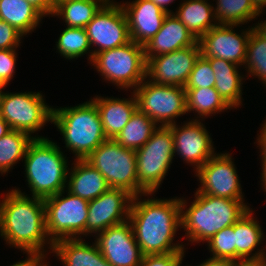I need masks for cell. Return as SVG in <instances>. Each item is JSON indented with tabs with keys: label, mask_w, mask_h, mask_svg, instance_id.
<instances>
[{
	"label": "cell",
	"mask_w": 266,
	"mask_h": 266,
	"mask_svg": "<svg viewBox=\"0 0 266 266\" xmlns=\"http://www.w3.org/2000/svg\"><path fill=\"white\" fill-rule=\"evenodd\" d=\"M140 196L133 197L128 220L142 255L184 253L183 244L173 243L182 227L180 198L141 201Z\"/></svg>",
	"instance_id": "1"
},
{
	"label": "cell",
	"mask_w": 266,
	"mask_h": 266,
	"mask_svg": "<svg viewBox=\"0 0 266 266\" xmlns=\"http://www.w3.org/2000/svg\"><path fill=\"white\" fill-rule=\"evenodd\" d=\"M4 197L0 203V236L27 255L45 258L44 244L48 242L52 250L53 242L46 231L43 199L28 197L19 189H12Z\"/></svg>",
	"instance_id": "2"
},
{
	"label": "cell",
	"mask_w": 266,
	"mask_h": 266,
	"mask_svg": "<svg viewBox=\"0 0 266 266\" xmlns=\"http://www.w3.org/2000/svg\"><path fill=\"white\" fill-rule=\"evenodd\" d=\"M180 204L181 228L186 231V240L191 243L207 242L217 232L235 224L251 209L244 200L216 197L197 191L195 200L188 209L187 202L183 198H180Z\"/></svg>",
	"instance_id": "3"
},
{
	"label": "cell",
	"mask_w": 266,
	"mask_h": 266,
	"mask_svg": "<svg viewBox=\"0 0 266 266\" xmlns=\"http://www.w3.org/2000/svg\"><path fill=\"white\" fill-rule=\"evenodd\" d=\"M22 160L33 197L45 199L67 187L68 161L57 143L34 138Z\"/></svg>",
	"instance_id": "4"
},
{
	"label": "cell",
	"mask_w": 266,
	"mask_h": 266,
	"mask_svg": "<svg viewBox=\"0 0 266 266\" xmlns=\"http://www.w3.org/2000/svg\"><path fill=\"white\" fill-rule=\"evenodd\" d=\"M76 159H85L106 139L96 104L91 100L74 107L53 108L52 122Z\"/></svg>",
	"instance_id": "5"
},
{
	"label": "cell",
	"mask_w": 266,
	"mask_h": 266,
	"mask_svg": "<svg viewBox=\"0 0 266 266\" xmlns=\"http://www.w3.org/2000/svg\"><path fill=\"white\" fill-rule=\"evenodd\" d=\"M85 160L106 179L110 188H121L133 196L151 195L138 185L136 152L106 139Z\"/></svg>",
	"instance_id": "6"
},
{
	"label": "cell",
	"mask_w": 266,
	"mask_h": 266,
	"mask_svg": "<svg viewBox=\"0 0 266 266\" xmlns=\"http://www.w3.org/2000/svg\"><path fill=\"white\" fill-rule=\"evenodd\" d=\"M91 63L104 76L105 81H110L121 89L134 90L147 78L144 47L132 40L95 54Z\"/></svg>",
	"instance_id": "7"
},
{
	"label": "cell",
	"mask_w": 266,
	"mask_h": 266,
	"mask_svg": "<svg viewBox=\"0 0 266 266\" xmlns=\"http://www.w3.org/2000/svg\"><path fill=\"white\" fill-rule=\"evenodd\" d=\"M67 193L66 197L63 194ZM45 205L46 231L54 243L65 238L86 236L89 202L68 190L43 199Z\"/></svg>",
	"instance_id": "8"
},
{
	"label": "cell",
	"mask_w": 266,
	"mask_h": 266,
	"mask_svg": "<svg viewBox=\"0 0 266 266\" xmlns=\"http://www.w3.org/2000/svg\"><path fill=\"white\" fill-rule=\"evenodd\" d=\"M135 152L138 185L146 193H155L175 156L171 129L158 126L151 138Z\"/></svg>",
	"instance_id": "9"
},
{
	"label": "cell",
	"mask_w": 266,
	"mask_h": 266,
	"mask_svg": "<svg viewBox=\"0 0 266 266\" xmlns=\"http://www.w3.org/2000/svg\"><path fill=\"white\" fill-rule=\"evenodd\" d=\"M146 81L144 79L133 90L137 100V109L155 121L157 126L173 125L176 122L175 118L187 113L184 87L159 85L147 78Z\"/></svg>",
	"instance_id": "10"
},
{
	"label": "cell",
	"mask_w": 266,
	"mask_h": 266,
	"mask_svg": "<svg viewBox=\"0 0 266 266\" xmlns=\"http://www.w3.org/2000/svg\"><path fill=\"white\" fill-rule=\"evenodd\" d=\"M40 92L5 93L0 103V116L11 129L36 133L46 123L52 122L53 107H49Z\"/></svg>",
	"instance_id": "11"
},
{
	"label": "cell",
	"mask_w": 266,
	"mask_h": 266,
	"mask_svg": "<svg viewBox=\"0 0 266 266\" xmlns=\"http://www.w3.org/2000/svg\"><path fill=\"white\" fill-rule=\"evenodd\" d=\"M93 56L105 50L117 48L130 41L128 21L121 3L108 0L85 27Z\"/></svg>",
	"instance_id": "12"
},
{
	"label": "cell",
	"mask_w": 266,
	"mask_h": 266,
	"mask_svg": "<svg viewBox=\"0 0 266 266\" xmlns=\"http://www.w3.org/2000/svg\"><path fill=\"white\" fill-rule=\"evenodd\" d=\"M200 54L197 41L192 46L151 57L146 61V77L155 84L184 87Z\"/></svg>",
	"instance_id": "13"
},
{
	"label": "cell",
	"mask_w": 266,
	"mask_h": 266,
	"mask_svg": "<svg viewBox=\"0 0 266 266\" xmlns=\"http://www.w3.org/2000/svg\"><path fill=\"white\" fill-rule=\"evenodd\" d=\"M195 173L201 183L198 193L244 200L237 170L229 153L215 154Z\"/></svg>",
	"instance_id": "14"
},
{
	"label": "cell",
	"mask_w": 266,
	"mask_h": 266,
	"mask_svg": "<svg viewBox=\"0 0 266 266\" xmlns=\"http://www.w3.org/2000/svg\"><path fill=\"white\" fill-rule=\"evenodd\" d=\"M133 195L121 188H109L99 197L89 201L86 236L96 235L110 226L129 219Z\"/></svg>",
	"instance_id": "15"
},
{
	"label": "cell",
	"mask_w": 266,
	"mask_h": 266,
	"mask_svg": "<svg viewBox=\"0 0 266 266\" xmlns=\"http://www.w3.org/2000/svg\"><path fill=\"white\" fill-rule=\"evenodd\" d=\"M192 120L180 127L177 123L168 127L173 136L174 153L186 163L194 164L197 172L216 153L206 127L200 119Z\"/></svg>",
	"instance_id": "16"
},
{
	"label": "cell",
	"mask_w": 266,
	"mask_h": 266,
	"mask_svg": "<svg viewBox=\"0 0 266 266\" xmlns=\"http://www.w3.org/2000/svg\"><path fill=\"white\" fill-rule=\"evenodd\" d=\"M96 236V244L112 266H139L142 253L129 220L110 226Z\"/></svg>",
	"instance_id": "17"
},
{
	"label": "cell",
	"mask_w": 266,
	"mask_h": 266,
	"mask_svg": "<svg viewBox=\"0 0 266 266\" xmlns=\"http://www.w3.org/2000/svg\"><path fill=\"white\" fill-rule=\"evenodd\" d=\"M236 25H217L212 27L199 40L201 54L205 58L217 57L237 64L240 67L246 60L247 42L254 27L237 34Z\"/></svg>",
	"instance_id": "18"
},
{
	"label": "cell",
	"mask_w": 266,
	"mask_h": 266,
	"mask_svg": "<svg viewBox=\"0 0 266 266\" xmlns=\"http://www.w3.org/2000/svg\"><path fill=\"white\" fill-rule=\"evenodd\" d=\"M128 21L130 40L144 45L160 29L167 13L150 0L122 3Z\"/></svg>",
	"instance_id": "19"
},
{
	"label": "cell",
	"mask_w": 266,
	"mask_h": 266,
	"mask_svg": "<svg viewBox=\"0 0 266 266\" xmlns=\"http://www.w3.org/2000/svg\"><path fill=\"white\" fill-rule=\"evenodd\" d=\"M197 41L176 16L167 14L161 29L143 45L145 60L192 46Z\"/></svg>",
	"instance_id": "20"
},
{
	"label": "cell",
	"mask_w": 266,
	"mask_h": 266,
	"mask_svg": "<svg viewBox=\"0 0 266 266\" xmlns=\"http://www.w3.org/2000/svg\"><path fill=\"white\" fill-rule=\"evenodd\" d=\"M253 210H249L234 224L235 239V262H261L263 253L266 251L257 249L255 254L252 253L262 241H264V233L262 228L253 217Z\"/></svg>",
	"instance_id": "21"
},
{
	"label": "cell",
	"mask_w": 266,
	"mask_h": 266,
	"mask_svg": "<svg viewBox=\"0 0 266 266\" xmlns=\"http://www.w3.org/2000/svg\"><path fill=\"white\" fill-rule=\"evenodd\" d=\"M133 98L97 97L91 99L97 106L107 139H115L131 116L137 110L135 94Z\"/></svg>",
	"instance_id": "22"
},
{
	"label": "cell",
	"mask_w": 266,
	"mask_h": 266,
	"mask_svg": "<svg viewBox=\"0 0 266 266\" xmlns=\"http://www.w3.org/2000/svg\"><path fill=\"white\" fill-rule=\"evenodd\" d=\"M75 160L68 171L66 189L69 192L89 202L110 188L104 176L90 163L85 159Z\"/></svg>",
	"instance_id": "23"
},
{
	"label": "cell",
	"mask_w": 266,
	"mask_h": 266,
	"mask_svg": "<svg viewBox=\"0 0 266 266\" xmlns=\"http://www.w3.org/2000/svg\"><path fill=\"white\" fill-rule=\"evenodd\" d=\"M50 253H55L63 266H112L104 258L96 242L89 245L81 238L57 240Z\"/></svg>",
	"instance_id": "24"
},
{
	"label": "cell",
	"mask_w": 266,
	"mask_h": 266,
	"mask_svg": "<svg viewBox=\"0 0 266 266\" xmlns=\"http://www.w3.org/2000/svg\"><path fill=\"white\" fill-rule=\"evenodd\" d=\"M212 66L215 84L214 87L223 100L233 109L242 104V81L237 64L217 57L207 58Z\"/></svg>",
	"instance_id": "25"
},
{
	"label": "cell",
	"mask_w": 266,
	"mask_h": 266,
	"mask_svg": "<svg viewBox=\"0 0 266 266\" xmlns=\"http://www.w3.org/2000/svg\"><path fill=\"white\" fill-rule=\"evenodd\" d=\"M207 1L208 0H185L180 4L177 9L178 11L173 13L197 40L212 27L218 25L214 16V7Z\"/></svg>",
	"instance_id": "26"
},
{
	"label": "cell",
	"mask_w": 266,
	"mask_h": 266,
	"mask_svg": "<svg viewBox=\"0 0 266 266\" xmlns=\"http://www.w3.org/2000/svg\"><path fill=\"white\" fill-rule=\"evenodd\" d=\"M44 15L26 0H0V20L16 28L24 36L32 33Z\"/></svg>",
	"instance_id": "27"
},
{
	"label": "cell",
	"mask_w": 266,
	"mask_h": 266,
	"mask_svg": "<svg viewBox=\"0 0 266 266\" xmlns=\"http://www.w3.org/2000/svg\"><path fill=\"white\" fill-rule=\"evenodd\" d=\"M156 125L155 121L137 109L115 140L123 147L136 151L158 129Z\"/></svg>",
	"instance_id": "28"
},
{
	"label": "cell",
	"mask_w": 266,
	"mask_h": 266,
	"mask_svg": "<svg viewBox=\"0 0 266 266\" xmlns=\"http://www.w3.org/2000/svg\"><path fill=\"white\" fill-rule=\"evenodd\" d=\"M108 0H66L55 7L54 16L61 17L67 27L85 28Z\"/></svg>",
	"instance_id": "29"
},
{
	"label": "cell",
	"mask_w": 266,
	"mask_h": 266,
	"mask_svg": "<svg viewBox=\"0 0 266 266\" xmlns=\"http://www.w3.org/2000/svg\"><path fill=\"white\" fill-rule=\"evenodd\" d=\"M34 138L42 136H30L28 133L11 130L0 138V173L3 175L26 156L27 149Z\"/></svg>",
	"instance_id": "30"
},
{
	"label": "cell",
	"mask_w": 266,
	"mask_h": 266,
	"mask_svg": "<svg viewBox=\"0 0 266 266\" xmlns=\"http://www.w3.org/2000/svg\"><path fill=\"white\" fill-rule=\"evenodd\" d=\"M186 93V111H195L199 117L212 116L232 109L220 96L215 87L185 89Z\"/></svg>",
	"instance_id": "31"
},
{
	"label": "cell",
	"mask_w": 266,
	"mask_h": 266,
	"mask_svg": "<svg viewBox=\"0 0 266 266\" xmlns=\"http://www.w3.org/2000/svg\"><path fill=\"white\" fill-rule=\"evenodd\" d=\"M214 16L218 25H236L247 23L257 18L260 13L252 0H217Z\"/></svg>",
	"instance_id": "32"
},
{
	"label": "cell",
	"mask_w": 266,
	"mask_h": 266,
	"mask_svg": "<svg viewBox=\"0 0 266 266\" xmlns=\"http://www.w3.org/2000/svg\"><path fill=\"white\" fill-rule=\"evenodd\" d=\"M57 50L61 56L68 60L90 53L89 59L92 61V49L89 43L85 28L66 27L60 34L56 42Z\"/></svg>",
	"instance_id": "33"
},
{
	"label": "cell",
	"mask_w": 266,
	"mask_h": 266,
	"mask_svg": "<svg viewBox=\"0 0 266 266\" xmlns=\"http://www.w3.org/2000/svg\"><path fill=\"white\" fill-rule=\"evenodd\" d=\"M250 76H256L266 85V39L254 28L247 42L246 60L243 65Z\"/></svg>",
	"instance_id": "34"
},
{
	"label": "cell",
	"mask_w": 266,
	"mask_h": 266,
	"mask_svg": "<svg viewBox=\"0 0 266 266\" xmlns=\"http://www.w3.org/2000/svg\"><path fill=\"white\" fill-rule=\"evenodd\" d=\"M207 243L212 258L235 262L234 224L217 232Z\"/></svg>",
	"instance_id": "35"
},
{
	"label": "cell",
	"mask_w": 266,
	"mask_h": 266,
	"mask_svg": "<svg viewBox=\"0 0 266 266\" xmlns=\"http://www.w3.org/2000/svg\"><path fill=\"white\" fill-rule=\"evenodd\" d=\"M215 76L212 66L202 54L197 58L184 89L214 87Z\"/></svg>",
	"instance_id": "36"
},
{
	"label": "cell",
	"mask_w": 266,
	"mask_h": 266,
	"mask_svg": "<svg viewBox=\"0 0 266 266\" xmlns=\"http://www.w3.org/2000/svg\"><path fill=\"white\" fill-rule=\"evenodd\" d=\"M16 49L0 50V81L7 86L15 73Z\"/></svg>",
	"instance_id": "37"
},
{
	"label": "cell",
	"mask_w": 266,
	"mask_h": 266,
	"mask_svg": "<svg viewBox=\"0 0 266 266\" xmlns=\"http://www.w3.org/2000/svg\"><path fill=\"white\" fill-rule=\"evenodd\" d=\"M184 253L145 255L139 266H181Z\"/></svg>",
	"instance_id": "38"
},
{
	"label": "cell",
	"mask_w": 266,
	"mask_h": 266,
	"mask_svg": "<svg viewBox=\"0 0 266 266\" xmlns=\"http://www.w3.org/2000/svg\"><path fill=\"white\" fill-rule=\"evenodd\" d=\"M22 37H24L23 34L16 28L0 20V50L16 49L20 45Z\"/></svg>",
	"instance_id": "39"
},
{
	"label": "cell",
	"mask_w": 266,
	"mask_h": 266,
	"mask_svg": "<svg viewBox=\"0 0 266 266\" xmlns=\"http://www.w3.org/2000/svg\"><path fill=\"white\" fill-rule=\"evenodd\" d=\"M28 3L32 4L36 9H38L45 17L47 15L54 14L55 7L53 0H26Z\"/></svg>",
	"instance_id": "40"
},
{
	"label": "cell",
	"mask_w": 266,
	"mask_h": 266,
	"mask_svg": "<svg viewBox=\"0 0 266 266\" xmlns=\"http://www.w3.org/2000/svg\"><path fill=\"white\" fill-rule=\"evenodd\" d=\"M239 264L240 263L231 260L210 257L209 259H206L205 262L197 266H238Z\"/></svg>",
	"instance_id": "41"
},
{
	"label": "cell",
	"mask_w": 266,
	"mask_h": 266,
	"mask_svg": "<svg viewBox=\"0 0 266 266\" xmlns=\"http://www.w3.org/2000/svg\"><path fill=\"white\" fill-rule=\"evenodd\" d=\"M264 124H262V128H260V135L257 138V144L261 146L260 148V154L261 157H266V120L263 121Z\"/></svg>",
	"instance_id": "42"
},
{
	"label": "cell",
	"mask_w": 266,
	"mask_h": 266,
	"mask_svg": "<svg viewBox=\"0 0 266 266\" xmlns=\"http://www.w3.org/2000/svg\"><path fill=\"white\" fill-rule=\"evenodd\" d=\"M25 260L14 263L10 266H35L43 257L36 255H28Z\"/></svg>",
	"instance_id": "43"
},
{
	"label": "cell",
	"mask_w": 266,
	"mask_h": 266,
	"mask_svg": "<svg viewBox=\"0 0 266 266\" xmlns=\"http://www.w3.org/2000/svg\"><path fill=\"white\" fill-rule=\"evenodd\" d=\"M154 4H156L161 10L166 12L167 14H173L174 12H171L167 7L170 3H172L174 0H150Z\"/></svg>",
	"instance_id": "44"
},
{
	"label": "cell",
	"mask_w": 266,
	"mask_h": 266,
	"mask_svg": "<svg viewBox=\"0 0 266 266\" xmlns=\"http://www.w3.org/2000/svg\"><path fill=\"white\" fill-rule=\"evenodd\" d=\"M10 125L0 116V138L11 131Z\"/></svg>",
	"instance_id": "45"
},
{
	"label": "cell",
	"mask_w": 266,
	"mask_h": 266,
	"mask_svg": "<svg viewBox=\"0 0 266 266\" xmlns=\"http://www.w3.org/2000/svg\"><path fill=\"white\" fill-rule=\"evenodd\" d=\"M262 158V173H261V185L264 187V192H266V157H261Z\"/></svg>",
	"instance_id": "46"
},
{
	"label": "cell",
	"mask_w": 266,
	"mask_h": 266,
	"mask_svg": "<svg viewBox=\"0 0 266 266\" xmlns=\"http://www.w3.org/2000/svg\"><path fill=\"white\" fill-rule=\"evenodd\" d=\"M262 22V23H261ZM260 23L258 22V24L256 26H254V29L262 36L266 39V20L263 22L261 21Z\"/></svg>",
	"instance_id": "47"
},
{
	"label": "cell",
	"mask_w": 266,
	"mask_h": 266,
	"mask_svg": "<svg viewBox=\"0 0 266 266\" xmlns=\"http://www.w3.org/2000/svg\"><path fill=\"white\" fill-rule=\"evenodd\" d=\"M252 3L260 13L264 11L263 7H266V0H252Z\"/></svg>",
	"instance_id": "48"
},
{
	"label": "cell",
	"mask_w": 266,
	"mask_h": 266,
	"mask_svg": "<svg viewBox=\"0 0 266 266\" xmlns=\"http://www.w3.org/2000/svg\"><path fill=\"white\" fill-rule=\"evenodd\" d=\"M238 266H264L261 262L240 263Z\"/></svg>",
	"instance_id": "49"
},
{
	"label": "cell",
	"mask_w": 266,
	"mask_h": 266,
	"mask_svg": "<svg viewBox=\"0 0 266 266\" xmlns=\"http://www.w3.org/2000/svg\"><path fill=\"white\" fill-rule=\"evenodd\" d=\"M46 258H42L35 266H48V264L45 261ZM44 260V261H43ZM43 261V262H42ZM46 263V264H45Z\"/></svg>",
	"instance_id": "50"
},
{
	"label": "cell",
	"mask_w": 266,
	"mask_h": 266,
	"mask_svg": "<svg viewBox=\"0 0 266 266\" xmlns=\"http://www.w3.org/2000/svg\"><path fill=\"white\" fill-rule=\"evenodd\" d=\"M261 263H262L264 266H266V252L263 253V257H262Z\"/></svg>",
	"instance_id": "51"
},
{
	"label": "cell",
	"mask_w": 266,
	"mask_h": 266,
	"mask_svg": "<svg viewBox=\"0 0 266 266\" xmlns=\"http://www.w3.org/2000/svg\"><path fill=\"white\" fill-rule=\"evenodd\" d=\"M63 1H66V0H53L54 7H56L58 4H60Z\"/></svg>",
	"instance_id": "52"
},
{
	"label": "cell",
	"mask_w": 266,
	"mask_h": 266,
	"mask_svg": "<svg viewBox=\"0 0 266 266\" xmlns=\"http://www.w3.org/2000/svg\"><path fill=\"white\" fill-rule=\"evenodd\" d=\"M4 87H6L5 85H0V103H1V97H2V89L4 90Z\"/></svg>",
	"instance_id": "53"
}]
</instances>
